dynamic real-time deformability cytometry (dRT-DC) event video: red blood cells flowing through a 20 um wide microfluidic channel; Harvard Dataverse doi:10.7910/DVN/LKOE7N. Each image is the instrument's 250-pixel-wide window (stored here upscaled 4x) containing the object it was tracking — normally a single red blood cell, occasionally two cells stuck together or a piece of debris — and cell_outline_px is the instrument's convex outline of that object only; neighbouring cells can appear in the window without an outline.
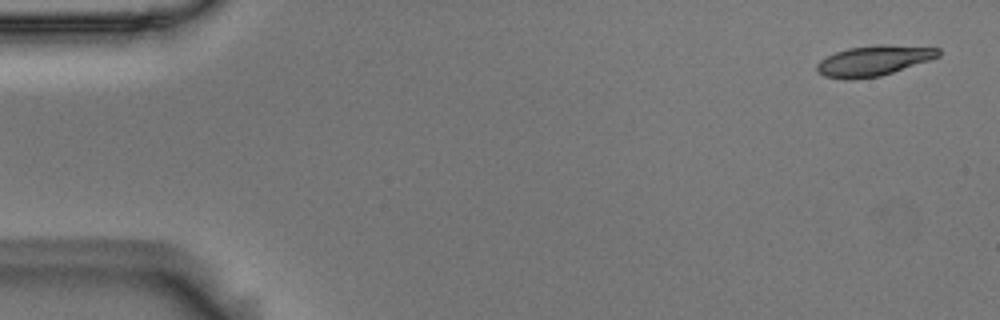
{"species": "Egyptian fruit bat (a non-hibernating species)", "species_latin": "Rousettus aegyptiacus", "temperature_condition": "room temperature", "stored_images_in_passage": 5, "camera_frame_rate_fps": 3000, "um_per_image_px": 0.085, "animal": {"sex": "male"}, "frame": {"image": 1, "passage_image": 1, "time_ms": 0.0, "image_size_px": [1000, 320], "cell_outline_px": [[940, 56], [880, 76], [848, 80], [844, 80], [824, 76], [816, 72], [816, 64], [820, 60], [836, 52], [848, 48], [876, 44], [884, 44], [940, 48]], "centroid_in_image_um": [74.21, 5.16], "position_along_channel_um": 10.8, "area_um2": 21.44}}